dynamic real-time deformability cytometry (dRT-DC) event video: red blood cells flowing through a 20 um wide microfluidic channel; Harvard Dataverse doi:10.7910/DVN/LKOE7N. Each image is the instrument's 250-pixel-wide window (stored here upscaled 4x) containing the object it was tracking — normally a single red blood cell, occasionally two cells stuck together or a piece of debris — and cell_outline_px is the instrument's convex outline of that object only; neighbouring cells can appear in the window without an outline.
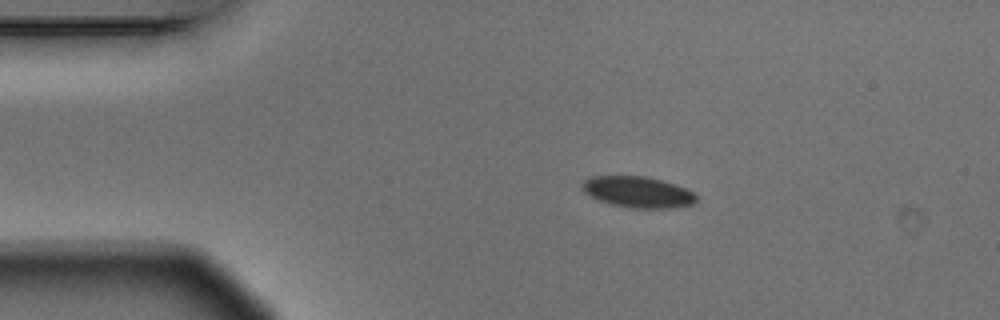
{"species": "Egyptian fruit bat (a non-hibernating species)", "species_latin": "Rousettus aegyptiacus", "temperature_condition": "warm", "stored_images_in_passage": 3, "camera_frame_rate_fps": 3000, "um_per_image_px": 0.085, "animal": {"sex": "male"}, "frame": {"image": 1, "passage_image": 1, "time_ms": 0.0, "image_size_px": [1000, 320], "cell_outline_px": [[696, 200], [692, 204], [676, 208], [628, 208], [612, 204], [600, 200], [584, 192], [580, 184], [584, 180], [592, 176], [644, 176], [660, 180], [684, 188], [692, 192], [696, 196]], "centroid_in_image_um": [54.19, 16.33], "position_along_channel_um": 30.8, "area_um2": 20.46}}
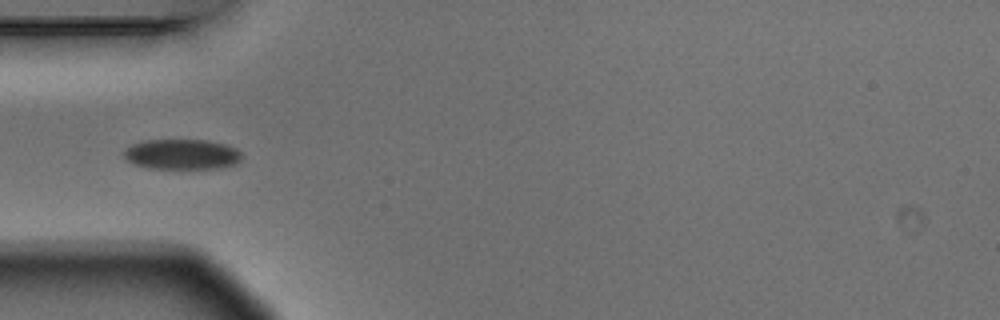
{"frame": {"image": 2, "passage_image": 3, "time_ms": 0.667, "image_size_px": [1000, 320], "cell_outline_px": [[240, 160], [236, 164], [220, 168], [148, 168], [136, 164], [128, 160], [124, 156], [124, 148], [132, 144], [144, 140], [208, 140], [224, 144], [236, 148], [240, 152]], "centroid_in_image_um": [15.46, 13.11], "position_along_channel_um": 69.5, "area_um2": 20.69}}